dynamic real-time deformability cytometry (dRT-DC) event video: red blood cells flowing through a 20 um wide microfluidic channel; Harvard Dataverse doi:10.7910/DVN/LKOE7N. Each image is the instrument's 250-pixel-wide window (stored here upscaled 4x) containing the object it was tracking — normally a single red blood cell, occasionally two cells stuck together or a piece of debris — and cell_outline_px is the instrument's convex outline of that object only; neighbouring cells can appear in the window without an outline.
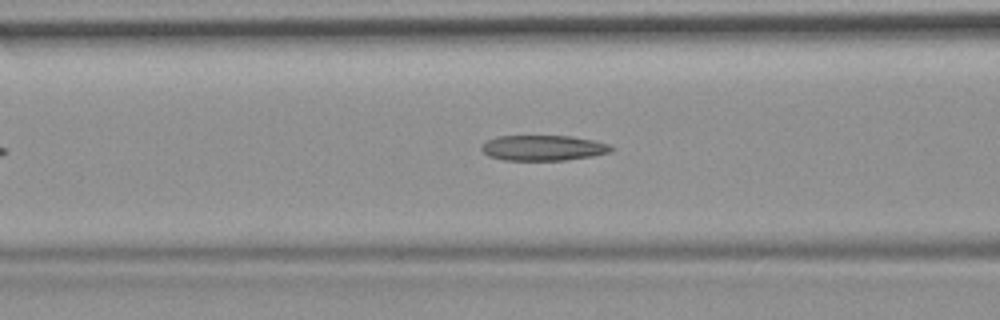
{"species": "common noctule bat (a hibernating species)", "species_latin": "Nyctalus noctula", "temperature_condition": "room temperature", "stored_images_in_passage": 46, "camera_frame_rate_fps": 3000, "um_per_image_px": 0.085, "animal": {"sex": "female", "body_mass_g": 19.9}, "frame": {"image": 1, "passage_image": 14, "time_ms": 4.333, "image_size_px": [1000, 320], "cell_outline_px": [[612, 148], [608, 152], [592, 156], [564, 160], [504, 160], [488, 156], [480, 148], [488, 140], [496, 136], [572, 136], [592, 140], [608, 144]], "centroid_in_image_um": [46.13, 12.57], "position_along_channel_um": 120.5, "area_um2": 18.96}}
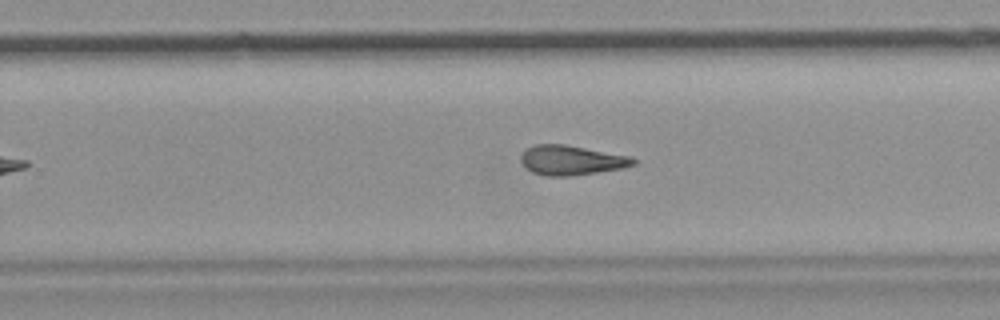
{"frame": {"image": 2, "passage_image": 27, "time_ms": 8.667, "image_size_px": [1000, 320], "cell_outline_px": [[636, 164], [620, 168], [572, 176], [548, 176], [532, 172], [520, 160], [520, 156], [532, 144], [564, 144], [628, 156], [636, 160]], "centroid_in_image_um": [48.53, 13.61], "position_along_channel_um": 281.3, "area_um2": 19.07}, "authors_computed_cell_mechanics": {"area_um2": 19.6231, "velocity_mm_per_s": 3.7266, "shape_relaxation_time_tau1_ms": null, "shape_relaxation_time_tau2_ms": 2.8656, "deformation_change_tau1": null, "deformation_change_tau2": 0.1167}}